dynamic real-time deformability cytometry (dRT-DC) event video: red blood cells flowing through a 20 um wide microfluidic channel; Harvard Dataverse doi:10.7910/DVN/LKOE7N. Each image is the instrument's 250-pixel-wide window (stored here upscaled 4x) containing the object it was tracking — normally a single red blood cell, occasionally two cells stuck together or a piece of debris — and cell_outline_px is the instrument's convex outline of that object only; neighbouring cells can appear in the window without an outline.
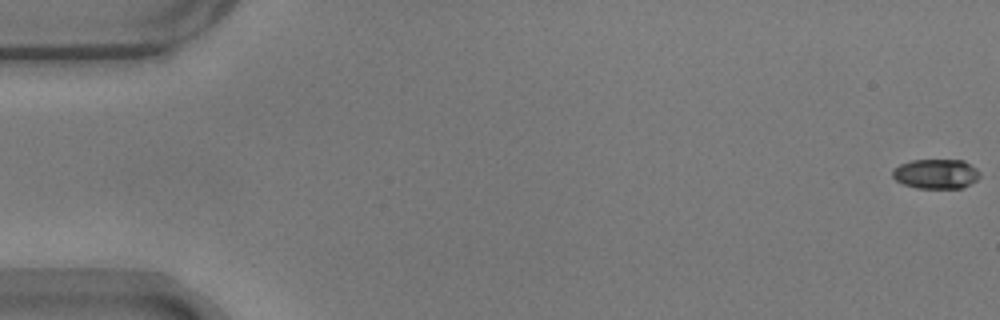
{"species": "common noctule bat (a hibernating species)", "species_latin": "Nyctalus noctula", "temperature_condition": "warm", "stored_images_in_passage": 56, "camera_frame_rate_fps": 3000, "um_per_image_px": 0.085, "animal": {"sex": "male", "body_mass_g": 17.9}, "frame": {"image": 1, "passage_image": 1, "time_ms": 0.0, "image_size_px": [1000, 320], "cell_outline_px": [[980, 176], [976, 180], [960, 188], [916, 188], [904, 184], [896, 180], [892, 176], [892, 168], [900, 164], [912, 160], [964, 160], [976, 168], [980, 172]], "centroid_in_image_um": [79.54, 14.77], "position_along_channel_um": 5.5, "area_um2": 15.09}}
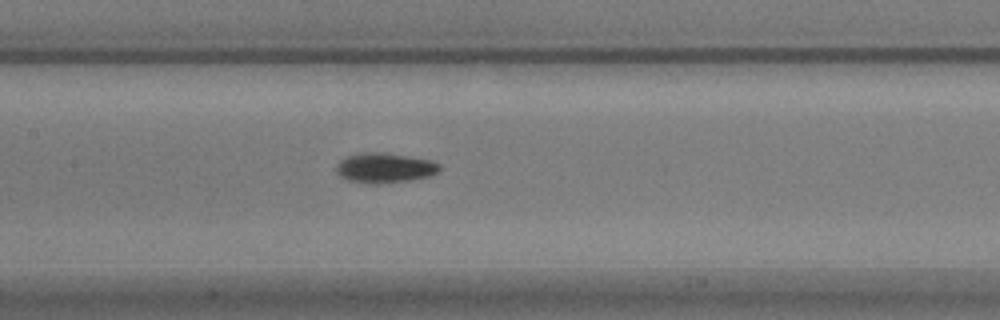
{"frame": {"image": 2, "passage_image": 27, "time_ms": 8.667, "image_size_px": [1000, 320], "cell_outline_px": [[440, 168], [436, 172], [428, 176], [408, 180], [380, 184], [376, 184], [348, 180], [340, 176], [336, 172], [336, 164], [340, 160], [348, 156], [360, 152], [380, 152], [432, 160], [440, 164]], "centroid_in_image_um": [32.66, 14.26], "position_along_channel_um": 174.7, "area_um2": 17.86}}
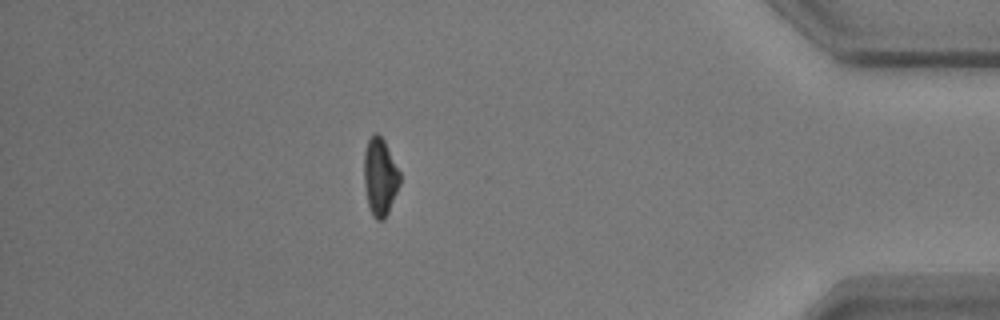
{"frame": {"image": 3, "passage_image": 49, "time_ms": 16.0, "image_size_px": [1000, 320], "cell_outline_px": [[400, 184], [388, 212], [384, 220], [376, 220], [372, 216], [368, 208], [364, 184], [364, 152], [368, 140], [372, 132], [376, 132], [384, 140], [400, 172]], "centroid_in_image_um": [32.28, 15.04], "position_along_channel_um": 402.9, "area_um2": 16.36}, "authors_computed_cell_mechanics": {"area_um2": 16.3574, "velocity_mm_per_s": 3.7003, "shape_relaxation_time_tau1_ms": 2.5246, "shape_relaxation_time_tau2_ms": null, "deformation_change_tau1": 0.141, "deformation_change_tau2": null}}